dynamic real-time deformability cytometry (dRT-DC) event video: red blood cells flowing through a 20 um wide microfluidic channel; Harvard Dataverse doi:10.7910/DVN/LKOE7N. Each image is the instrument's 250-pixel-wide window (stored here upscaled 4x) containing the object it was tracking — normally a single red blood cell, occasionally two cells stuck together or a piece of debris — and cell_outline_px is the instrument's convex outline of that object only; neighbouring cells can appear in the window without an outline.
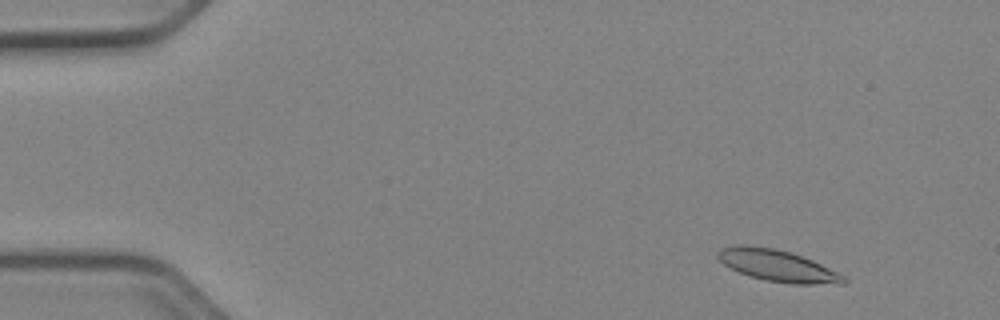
{"species": "Egyptian fruit bat (a non-hibernating species)", "species_latin": "Rousettus aegyptiacus", "temperature_condition": "cold", "stored_images_in_passage": 51, "camera_frame_rate_fps": 3000, "um_per_image_px": 0.085, "animal": {"sex": "female"}, "frame": {"image": 1, "passage_image": 5, "time_ms": 1.333, "image_size_px": [1000, 320], "cell_outline_px": [[848, 280], [844, 284], [792, 284], [764, 280], [740, 272], [724, 264], [716, 256], [716, 252], [724, 248], [740, 244], [744, 244], [776, 248], [812, 260], [844, 276]], "centroid_in_image_um": [66.09, 22.58], "position_along_channel_um": 18.9, "area_um2": 22.89}}
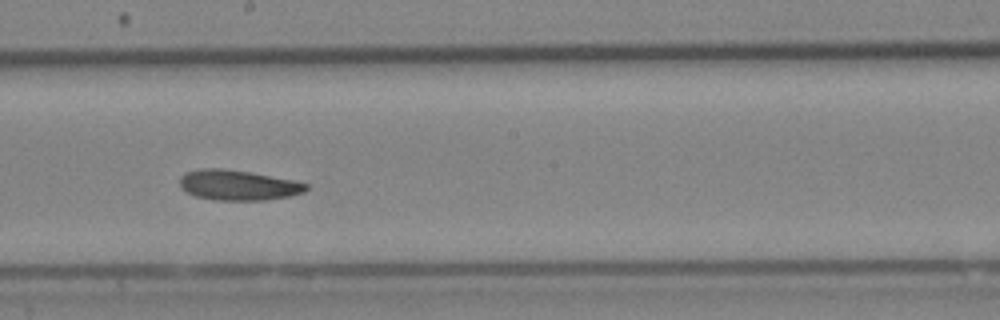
{"frame": {"image": 2, "passage_image": 29, "time_ms": 9.333, "image_size_px": [1000, 320], "cell_outline_px": [[308, 188], [304, 192], [288, 196], [264, 200], [216, 200], [196, 196], [180, 188], [180, 176], [184, 172], [200, 168], [220, 168], [248, 172], [296, 180], [308, 184]], "centroid_in_image_um": [20.22, 15.73], "position_along_channel_um": 228.0, "area_um2": 22.25}}
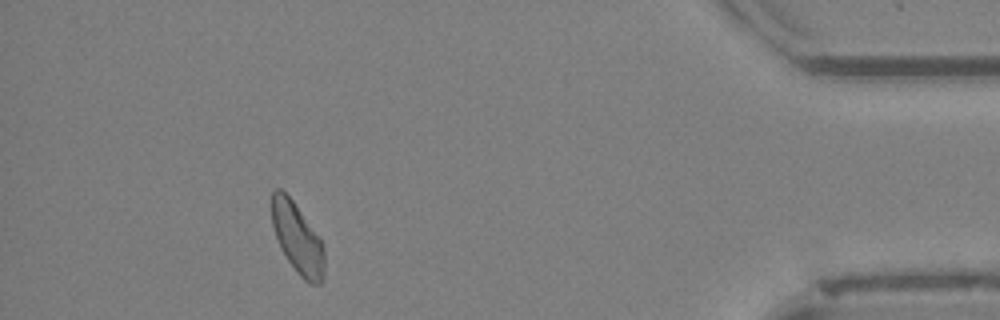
{"frame": {"image": 3, "passage_image": 47, "time_ms": 15.333, "image_size_px": [1000, 320], "cell_outline_px": [[324, 276], [320, 284], [312, 284], [304, 280], [300, 276], [288, 260], [276, 236], [272, 224], [272, 192], [276, 188], [280, 188], [292, 200], [320, 236], [324, 244]], "centroid_in_image_um": [25.32, 20.26], "position_along_channel_um": 409.9, "area_um2": 21.44}, "authors_computed_cell_mechanics": {"area_um2": 22.3686, "velocity_mm_per_s": 3.9128, "shape_relaxation_time_tau1_ms": null, "shape_relaxation_time_tau2_ms": 10.2808, "deformation_change_tau1": null, "deformation_change_tau2": 0.1804}}